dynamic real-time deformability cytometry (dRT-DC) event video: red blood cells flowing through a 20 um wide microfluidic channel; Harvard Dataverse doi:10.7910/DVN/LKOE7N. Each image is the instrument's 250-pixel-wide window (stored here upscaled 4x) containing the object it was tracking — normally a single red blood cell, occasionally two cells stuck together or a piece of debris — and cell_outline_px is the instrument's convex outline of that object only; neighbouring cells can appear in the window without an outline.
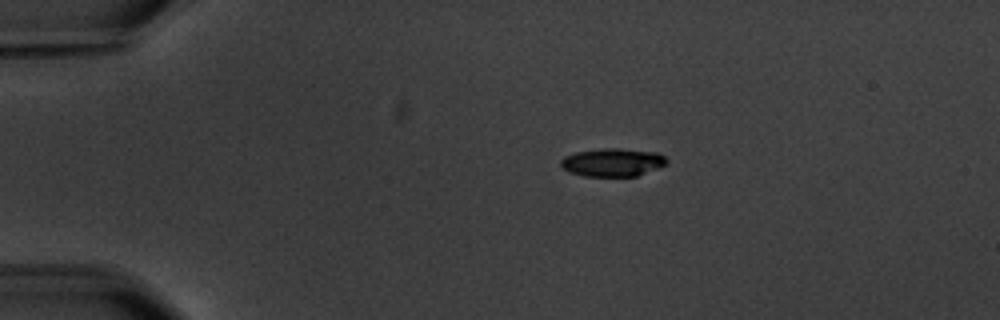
{"species": "common noctule bat (a hibernating species)", "species_latin": "Nyctalus noctula", "temperature_condition": "warm", "stored_images_in_passage": 4, "camera_frame_rate_fps": 3000, "um_per_image_px": 0.085, "animal": {"sex": "male", "body_mass_g": 20.1, "forearm_length_mm": 53.5}, "frame": {"image": 1, "passage_image": 1, "time_ms": 0.0, "image_size_px": [1000, 320], "cell_outline_px": [[668, 160], [664, 164], [656, 168], [636, 176], [584, 176], [568, 172], [560, 168], [560, 160], [564, 156], [576, 152], [604, 148], [620, 148], [656, 152], [664, 156]], "centroid_in_image_um": [52.0, 13.79], "position_along_channel_um": 33.0, "area_um2": 17.34}}
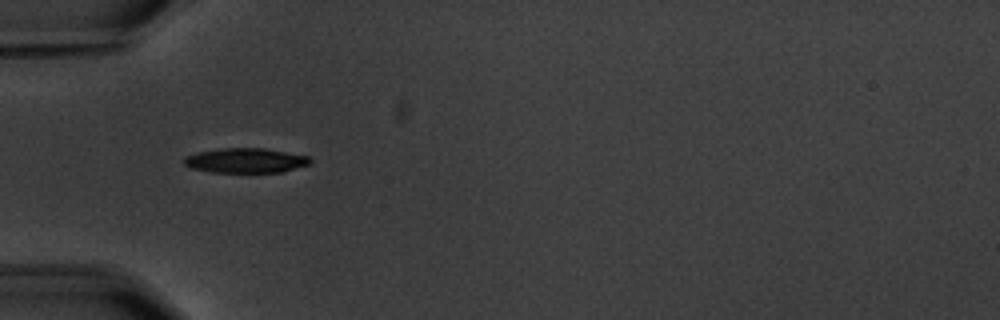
{"frame": {"image": 2, "passage_image": 3, "time_ms": 2.333, "image_size_px": [1000, 320], "cell_outline_px": [[312, 160], [308, 164], [284, 172], [212, 172], [192, 168], [184, 164], [184, 156], [196, 152], [220, 148], [264, 148], [308, 156]], "centroid_in_image_um": [20.85, 13.64], "position_along_channel_um": 64.1, "area_um2": 18.15}}
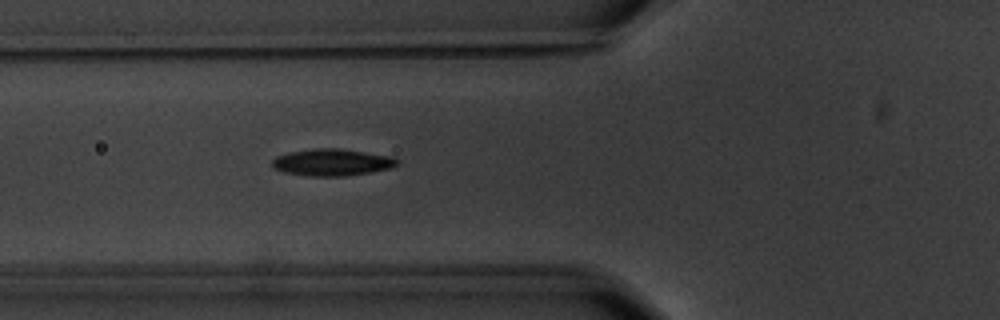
{"frame": {"image": 3, "passage_image": 4, "time_ms": 3.333, "image_size_px": [1000, 320], "cell_outline_px": [[400, 160], [392, 168], [344, 176], [312, 176], [284, 172], [276, 168], [272, 164], [272, 160], [276, 156], [288, 152], [312, 148], [340, 148], [396, 156]], "centroid_in_image_um": [28.27, 13.77], "position_along_channel_um": 97.5, "area_um2": 19.71}}